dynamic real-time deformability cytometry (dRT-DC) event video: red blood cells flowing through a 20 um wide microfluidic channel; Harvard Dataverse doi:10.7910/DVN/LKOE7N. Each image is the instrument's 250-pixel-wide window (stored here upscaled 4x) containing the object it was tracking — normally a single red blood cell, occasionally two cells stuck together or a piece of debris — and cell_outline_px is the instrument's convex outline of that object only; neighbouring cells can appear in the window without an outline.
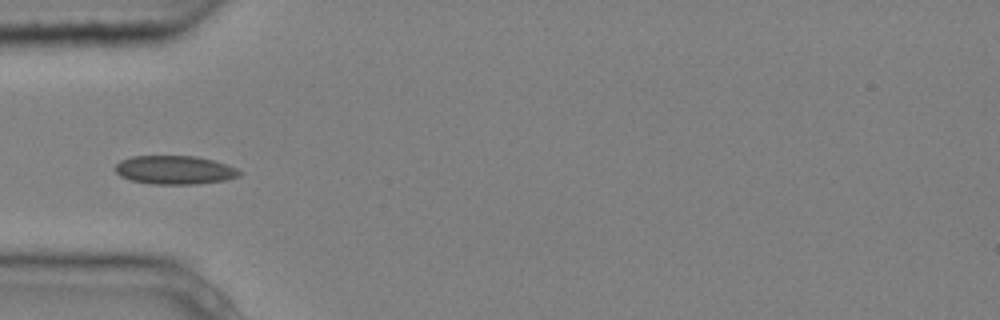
{"species": "common noctule bat (a hibernating species)", "species_latin": "Nyctalus noctula", "temperature_condition": "cold", "stored_images_in_passage": 9, "camera_frame_rate_fps": 3000, "um_per_image_px": 0.085, "animal": {"sex": "male", "body_mass_g": 20.4}, "frame": {"image": 1, "passage_image": 4, "time_ms": 1.0, "image_size_px": [1000, 320], "cell_outline_px": [[244, 172], [240, 176], [224, 180], [196, 184], [152, 184], [128, 180], [120, 176], [116, 172], [116, 164], [120, 160], [132, 156], [196, 156], [212, 160], [236, 168]], "centroid_in_image_um": [14.83, 14.45], "position_along_channel_um": 70.2, "area_um2": 20.75}}
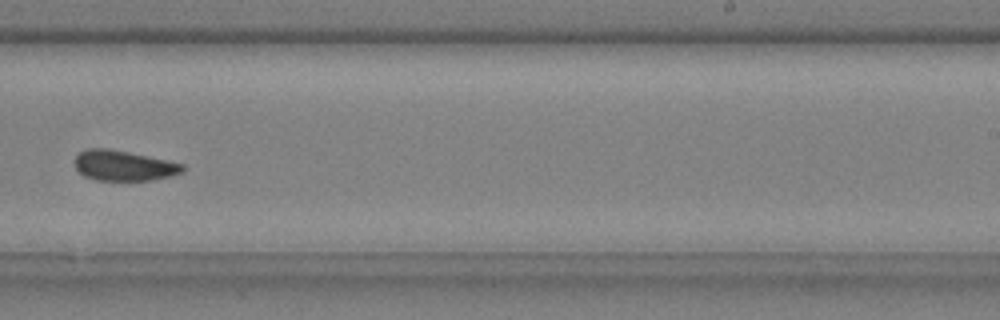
{"frame": {"image": 2, "passage_image": 9, "time_ms": 2.667, "image_size_px": [1000, 320], "cell_outline_px": [[184, 172], [172, 176], [152, 180], [96, 180], [84, 176], [76, 168], [72, 160], [84, 148], [108, 148], [148, 156], [184, 164]], "centroid_in_image_um": [10.49, 14.07], "position_along_channel_um": 278.5, "area_um2": 19.19}}